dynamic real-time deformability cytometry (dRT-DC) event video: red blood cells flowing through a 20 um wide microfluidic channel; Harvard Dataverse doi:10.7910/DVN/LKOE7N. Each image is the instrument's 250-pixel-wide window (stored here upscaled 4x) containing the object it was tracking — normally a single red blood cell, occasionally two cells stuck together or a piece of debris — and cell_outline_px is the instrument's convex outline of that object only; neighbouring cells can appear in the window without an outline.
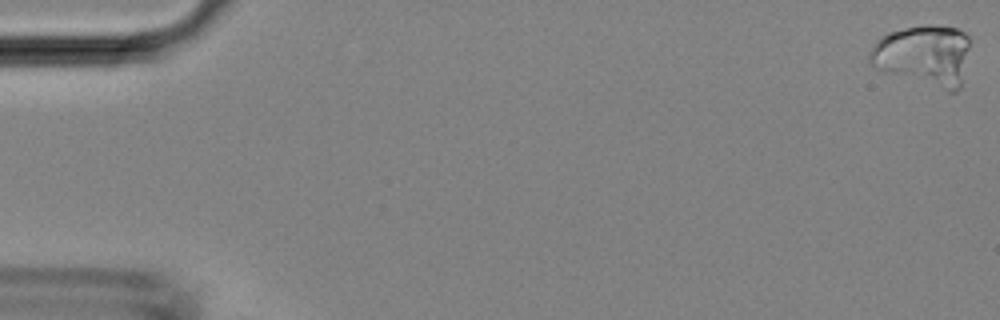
{"species": "Egyptian fruit bat (a non-hibernating species)", "species_latin": "Rousettus aegyptiacus", "temperature_condition": "room temperature", "stored_images_in_passage": 42, "camera_frame_rate_fps": 3000, "um_per_image_px": 0.085, "animal": {"sex": "female"}, "frame": {"image": 1, "passage_image": 1, "time_ms": 0.0, "image_size_px": [1000, 320], "cell_outline_px": [[968, 48], [960, 88], [956, 92], [948, 92], [884, 72], [872, 64], [868, 60], [868, 52], [888, 32], [904, 28], [928, 24], [956, 28], [964, 32], [968, 36]], "centroid_in_image_um": [78.52, 4.72], "position_along_channel_um": 6.5, "area_um2": 35.43}}
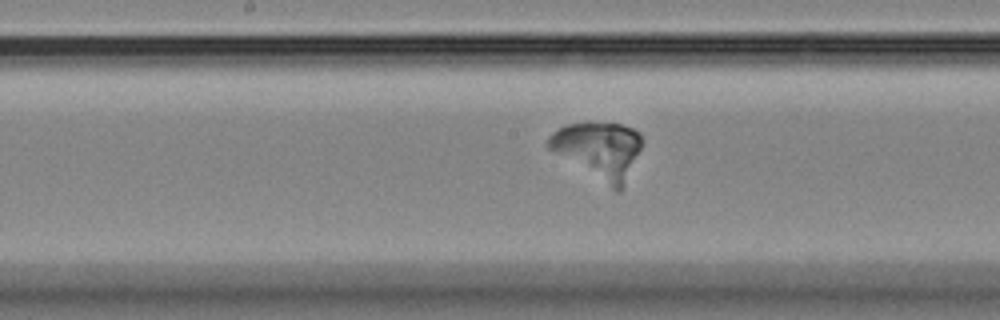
{"frame": {"image": 2, "passage_image": 25, "time_ms": 8.0, "image_size_px": [1000, 320], "cell_outline_px": [[640, 148], [620, 192], [616, 192], [548, 148], [548, 136], [552, 132], [568, 124], [588, 120], [620, 124], [632, 128], [640, 132]], "centroid_in_image_um": [50.86, 12.72], "position_along_channel_um": 197.3, "area_um2": 30.69}}
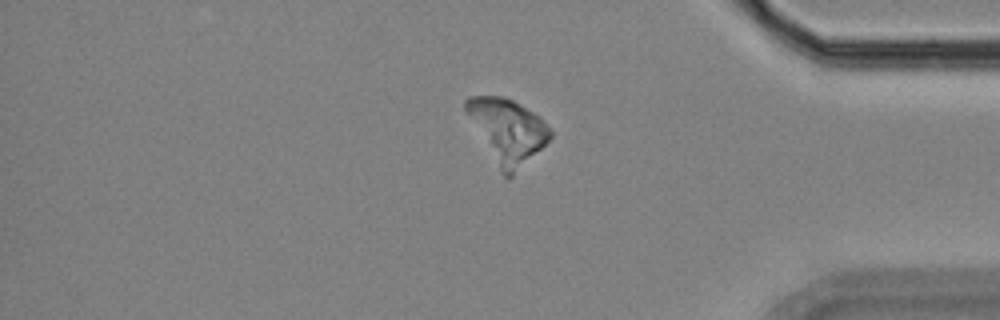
{"frame": {"image": 3, "passage_image": 40, "time_ms": 13.0, "image_size_px": [1000, 320], "cell_outline_px": [[552, 136], [508, 180], [500, 172], [464, 108], [464, 100], [468, 96], [500, 96], [512, 100], [532, 112], [552, 132]], "centroid_in_image_um": [43.08, 11.12], "position_along_channel_um": 392.1, "area_um2": 30.35}}